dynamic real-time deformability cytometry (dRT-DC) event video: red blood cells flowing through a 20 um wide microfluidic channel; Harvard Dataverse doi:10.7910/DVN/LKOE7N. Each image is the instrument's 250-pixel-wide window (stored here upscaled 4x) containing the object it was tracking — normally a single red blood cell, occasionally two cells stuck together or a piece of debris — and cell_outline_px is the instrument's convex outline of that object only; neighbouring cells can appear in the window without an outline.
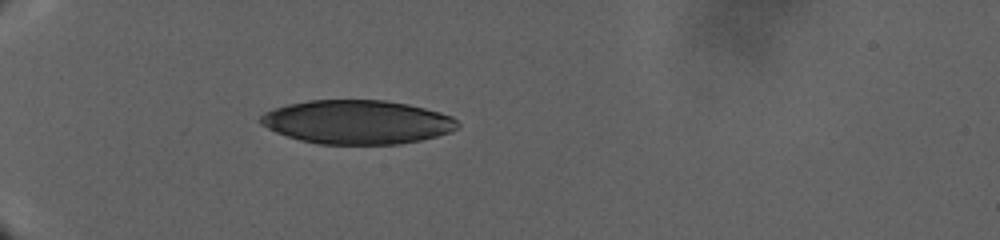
{"species": "human", "species_latin": "Homo sapiens", "temperature_condition": "warm", "stored_images_in_passage": 43, "camera_frame_rate_fps": 3000, "um_per_image_px": 0.085, "donor": {"sex": "male"}, "frame": {"image": 1, "passage_image": 1, "time_ms": 0.0, "image_size_px": [1000, 240], "cell_outline_px": [[460, 124], [452, 132], [420, 140], [396, 144], [320, 144], [300, 140], [276, 132], [260, 124], [260, 116], [264, 112], [288, 104], [308, 100], [384, 100], [408, 104], [440, 112], [452, 116]], "centroid_in_image_um": [30.37, 10.37], "position_along_channel_um": 54.6, "area_um2": 50.29}}
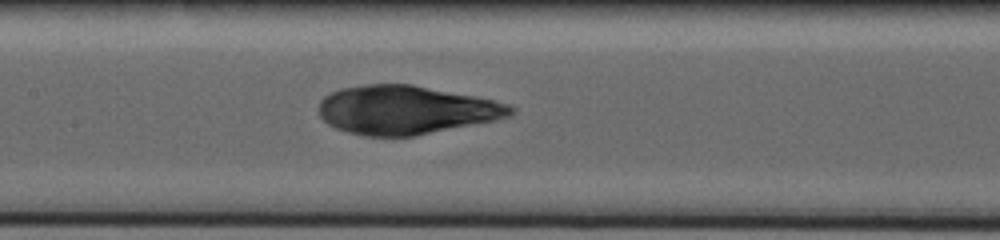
{"frame": {"image": 2, "passage_image": 17, "time_ms": 9.667, "image_size_px": [1000, 240], "cell_outline_px": [[516, 112], [512, 116], [496, 120], [412, 136], [364, 136], [348, 132], [336, 128], [328, 124], [320, 116], [320, 100], [324, 96], [340, 88], [364, 84], [412, 84], [496, 100], [512, 104], [516, 108]], "centroid_in_image_um": [34.55, 9.33], "position_along_channel_um": 172.9, "area_um2": 54.56}}
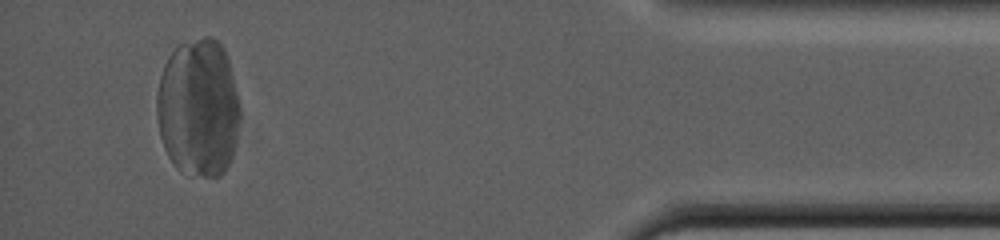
{"frame": {"image": 3, "passage_image": 38, "time_ms": 28.333, "image_size_px": [1000, 240], "cell_outline_px": [[240, 112], [236, 140], [232, 156], [224, 172], [220, 176], [204, 176], [180, 172], [172, 164], [164, 148], [160, 136], [156, 116], [156, 96], [160, 76], [164, 64], [168, 56], [180, 44], [204, 36], [212, 36], [224, 48], [228, 60], [236, 88], [240, 108]], "centroid_in_image_um": [16.84, 9.17], "position_along_channel_um": 418.4, "area_um2": 67.51}}